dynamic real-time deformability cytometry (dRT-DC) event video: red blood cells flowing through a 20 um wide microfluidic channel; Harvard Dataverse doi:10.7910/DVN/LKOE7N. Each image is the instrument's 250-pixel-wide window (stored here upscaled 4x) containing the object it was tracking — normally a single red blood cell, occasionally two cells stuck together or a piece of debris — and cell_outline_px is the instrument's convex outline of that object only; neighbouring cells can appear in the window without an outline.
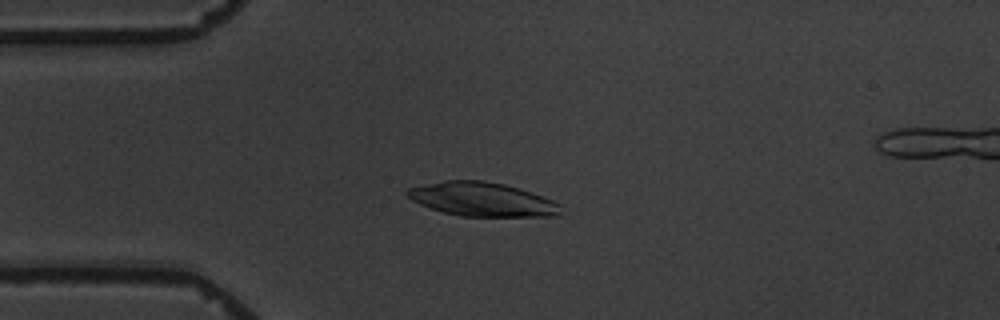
{"species": "common noctule bat (a hibernating species)", "species_latin": "Nyctalus noctula", "temperature_condition": "warm", "stored_images_in_passage": 11, "camera_frame_rate_fps": 3000, "um_per_image_px": 0.085, "animal": {"sex": "male", "body_mass_g": 19.5, "forearm_length_mm": 54.6}, "frame": {"image": 1, "passage_image": 4, "time_ms": 4.333, "image_size_px": [1000, 320], "cell_outline_px": [[564, 216], [460, 216], [444, 212], [420, 204], [412, 200], [404, 192], [408, 188], [444, 180], [484, 180], [504, 184], [520, 188], [544, 196], [560, 204]], "centroid_in_image_um": [41.04, 16.94], "position_along_channel_um": 44.0, "area_um2": 30.46}}
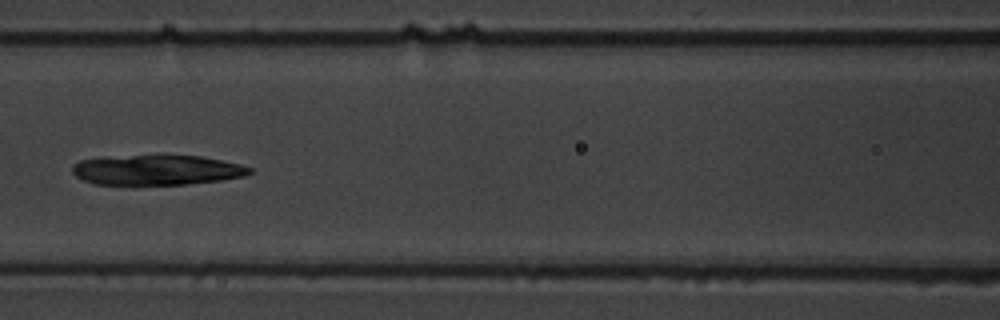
{"frame": {"image": 2, "passage_image": 7, "time_ms": 8.0, "image_size_px": [1000, 320], "cell_outline_px": [[252, 172], [244, 176], [220, 180], [188, 184], [92, 184], [76, 176], [72, 172], [72, 168], [80, 160], [132, 156], [200, 156], [240, 164], [252, 168]], "centroid_in_image_um": [13.37, 14.46], "position_along_channel_um": 153.2, "area_um2": 30.35}}
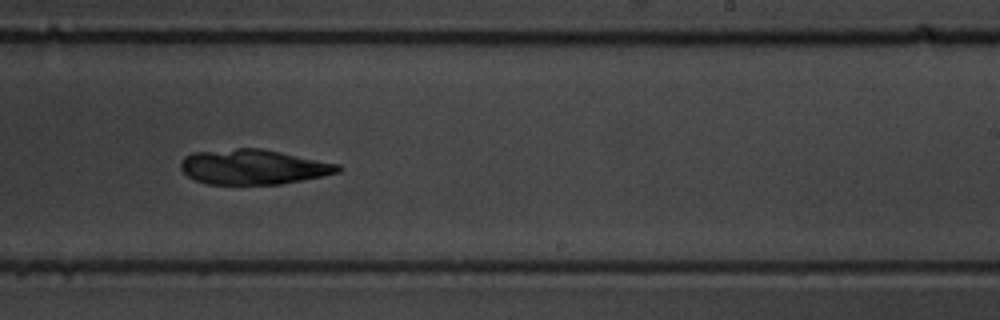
{"frame": {"image": 3, "passage_image": 10, "time_ms": 11.333, "image_size_px": [1000, 320], "cell_outline_px": [[344, 168], [340, 172], [280, 184], [208, 184], [196, 180], [188, 176], [180, 168], [180, 160], [184, 156], [192, 152], [236, 148], [260, 148], [340, 164]], "centroid_in_image_um": [21.5, 14.18], "position_along_channel_um": 267.5, "area_um2": 32.02}}